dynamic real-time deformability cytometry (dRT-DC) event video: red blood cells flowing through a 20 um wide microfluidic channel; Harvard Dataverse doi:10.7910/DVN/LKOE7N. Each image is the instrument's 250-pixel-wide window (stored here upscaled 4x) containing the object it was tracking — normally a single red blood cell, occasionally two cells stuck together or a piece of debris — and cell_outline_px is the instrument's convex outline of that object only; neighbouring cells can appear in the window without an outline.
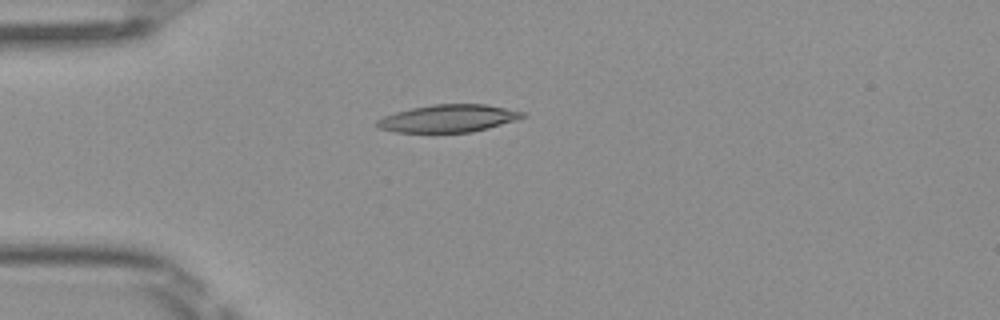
{"species": "Egyptian fruit bat (a non-hibernating species)", "species_latin": "Rousettus aegyptiacus", "temperature_condition": "room temperature", "stored_images_in_passage": 4, "camera_frame_rate_fps": 3000, "um_per_image_px": 0.085, "frame": {"image": 1, "passage_image": 4, "time_ms": 1.0, "image_size_px": [1000, 320], "cell_outline_px": [[528, 116], [516, 120], [488, 128], [472, 132], [396, 132], [380, 128], [376, 124], [376, 120], [384, 116], [396, 112], [412, 108], [432, 104], [484, 104], [528, 112]], "centroid_in_image_um": [38.16, 10.06], "position_along_channel_um": 46.8, "area_um2": 23.35}}